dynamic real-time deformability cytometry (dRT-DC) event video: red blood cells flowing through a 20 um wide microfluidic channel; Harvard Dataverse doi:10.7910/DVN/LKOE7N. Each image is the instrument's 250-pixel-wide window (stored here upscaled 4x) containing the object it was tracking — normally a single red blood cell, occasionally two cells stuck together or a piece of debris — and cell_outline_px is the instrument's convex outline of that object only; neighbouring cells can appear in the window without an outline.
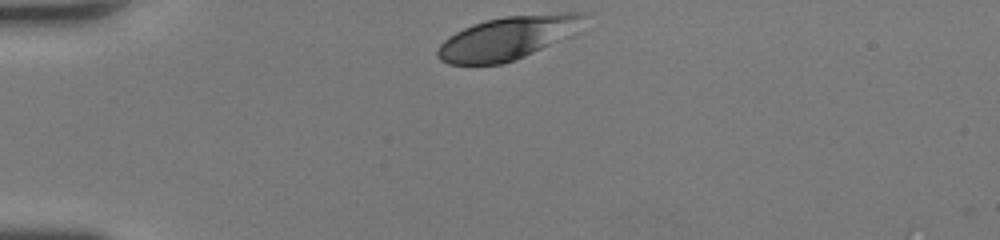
{"species": "human", "species_latin": "Homo sapiens", "temperature_condition": "room temperature", "stored_images_in_passage": 29, "camera_frame_rate_fps": 3000, "um_per_image_px": 0.085, "donor": {"sex": "female"}, "frame": {"image": 1, "passage_image": 1, "time_ms": 0.0, "image_size_px": [1000, 240], "cell_outline_px": [[588, 12], [584, 16], [548, 44], [524, 56], [500, 64], [448, 64], [440, 60], [436, 56], [436, 48], [448, 36], [472, 24], [504, 16], [564, 12]], "centroid_in_image_um": [42.88, 3.23], "position_along_channel_um": 42.1, "area_um2": 34.97}}
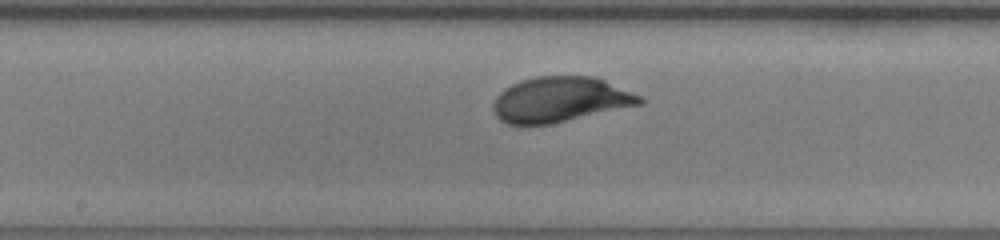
{"frame": {"image": 2, "passage_image": 15, "time_ms": 4.667, "image_size_px": [1000, 240], "cell_outline_px": [[644, 104], [548, 124], [508, 124], [500, 120], [496, 116], [492, 108], [492, 104], [496, 96], [504, 88], [512, 84], [536, 76], [596, 76], [640, 96], [644, 100]], "centroid_in_image_um": [47.6, 8.45], "position_along_channel_um": 200.6, "area_um2": 38.44}}
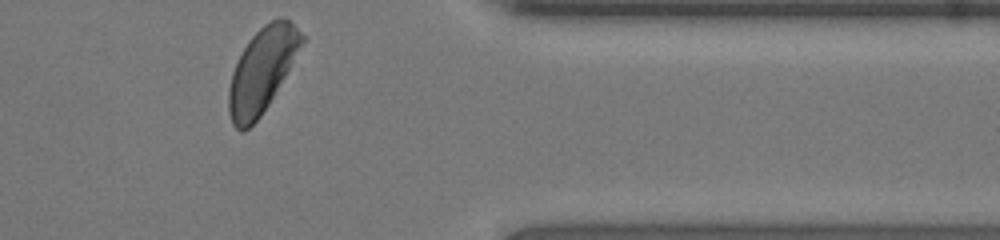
{"frame": {"image": 3, "passage_image": 29, "time_ms": 9.333, "image_size_px": [1000, 240], "cell_outline_px": [[304, 40], [284, 76], [268, 104], [260, 116], [244, 132], [240, 132], [232, 124], [228, 112], [228, 88], [232, 72], [248, 40], [264, 24], [280, 16], [284, 16], [304, 36]], "centroid_in_image_um": [22.22, 5.99], "position_along_channel_um": 389.2, "area_um2": 35.08}, "authors_computed_cell_mechanics": {"area_um2": 37.4544, "velocity_mm_per_s": 4.3091, "shape_relaxation_time_tau1_ms": 1.6103, "shape_relaxation_time_tau2_ms": null, "deformation_change_tau1": 0.1316, "deformation_change_tau2": null}}